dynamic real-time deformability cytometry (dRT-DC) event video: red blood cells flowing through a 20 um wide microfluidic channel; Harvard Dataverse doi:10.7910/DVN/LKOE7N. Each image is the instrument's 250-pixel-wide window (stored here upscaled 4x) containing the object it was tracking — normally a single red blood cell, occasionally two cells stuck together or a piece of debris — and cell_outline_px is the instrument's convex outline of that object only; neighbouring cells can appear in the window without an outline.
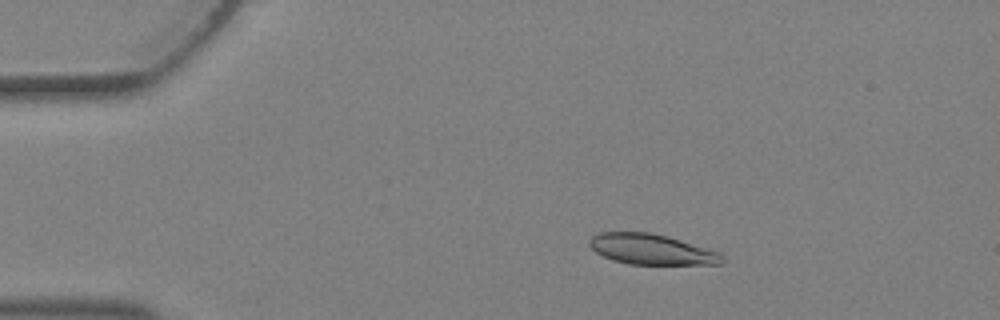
{"species": "Egyptian fruit bat (a non-hibernating species)", "species_latin": "Rousettus aegyptiacus", "temperature_condition": "warm", "stored_images_in_passage": 3, "camera_frame_rate_fps": 3000, "um_per_image_px": 0.085, "animal": {"sex": "female"}, "frame": {"image": 1, "passage_image": 2, "time_ms": 0.333, "image_size_px": [1000, 320], "cell_outline_px": [[724, 260], [720, 264], [628, 264], [612, 260], [596, 252], [588, 244], [588, 240], [592, 236], [600, 232], [652, 232], [668, 236], [720, 252], [724, 256]], "centroid_in_image_um": [55.37, 21.19], "position_along_channel_um": 29.6, "area_um2": 23.64}}
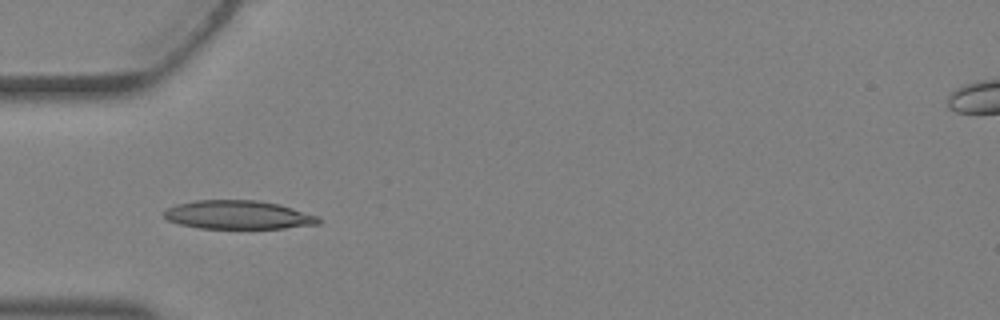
{"frame": {"image": 2, "passage_image": 3, "time_ms": 0.667, "image_size_px": [1000, 320], "cell_outline_px": [[324, 220], [320, 224], [284, 228], [200, 228], [180, 224], [168, 220], [164, 216], [164, 212], [168, 208], [176, 204], [196, 200], [256, 200], [280, 204], [320, 216]], "centroid_in_image_um": [20.32, 18.26], "position_along_channel_um": 64.7, "area_um2": 25.89}}